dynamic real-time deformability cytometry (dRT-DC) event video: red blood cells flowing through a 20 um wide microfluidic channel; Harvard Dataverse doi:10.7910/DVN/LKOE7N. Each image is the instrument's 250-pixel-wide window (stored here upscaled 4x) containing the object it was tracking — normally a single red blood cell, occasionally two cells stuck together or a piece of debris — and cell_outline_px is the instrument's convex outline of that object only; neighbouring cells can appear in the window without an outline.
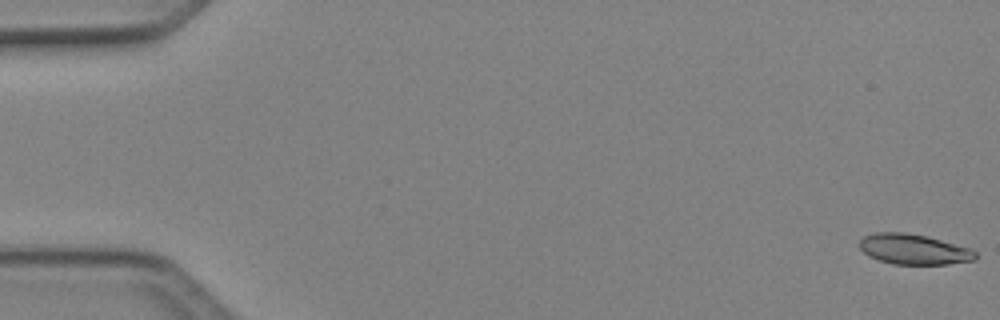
{"species": "Egyptian fruit bat (a non-hibernating species)", "species_latin": "Rousettus aegyptiacus", "temperature_condition": "cold", "stored_images_in_passage": 6, "camera_frame_rate_fps": 3000, "um_per_image_px": 0.085, "animal": {"sex": "female"}, "frame": {"image": 1, "passage_image": 1, "time_ms": 0.0, "image_size_px": [1000, 320], "cell_outline_px": [[976, 260], [948, 264], [892, 264], [868, 256], [860, 248], [860, 240], [864, 236], [876, 232], [904, 232], [928, 236], [972, 248], [976, 252]], "centroid_in_image_um": [77.7, 21.18], "position_along_channel_um": 7.3, "area_um2": 20.63}}
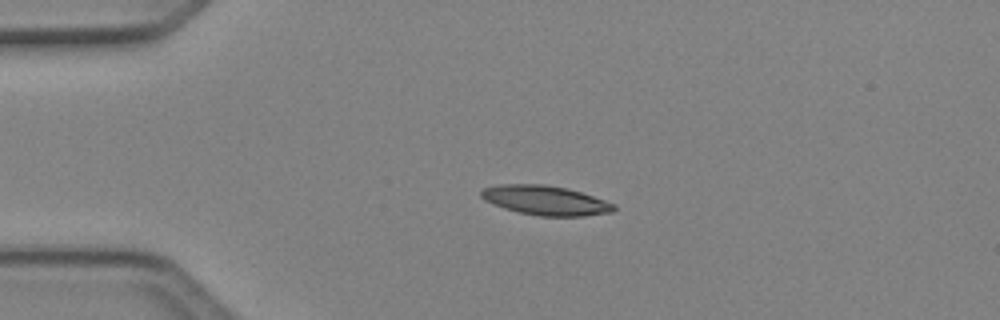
{"frame": {"image": 2, "passage_image": 4, "time_ms": 1.0, "image_size_px": [1000, 320], "cell_outline_px": [[616, 208], [612, 212], [584, 216], [540, 216], [520, 212], [504, 208], [492, 204], [484, 200], [480, 196], [480, 192], [484, 188], [500, 184], [544, 184], [568, 188], [616, 204]], "centroid_in_image_um": [46.36, 17.03], "position_along_channel_um": 38.6, "area_um2": 22.77}}
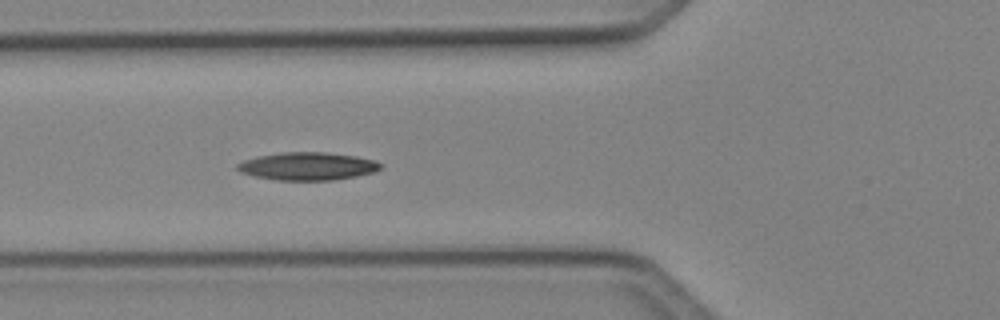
{"frame": {"image": 3, "passage_image": 6, "time_ms": 1.667, "image_size_px": [1000, 320], "cell_outline_px": [[384, 164], [376, 172], [356, 176], [332, 180], [276, 180], [256, 176], [240, 172], [236, 168], [236, 164], [244, 160], [260, 156], [280, 152], [324, 152], [356, 156], [376, 160]], "centroid_in_image_um": [26.18, 14.12], "position_along_channel_um": 99.6, "area_um2": 23.29}}